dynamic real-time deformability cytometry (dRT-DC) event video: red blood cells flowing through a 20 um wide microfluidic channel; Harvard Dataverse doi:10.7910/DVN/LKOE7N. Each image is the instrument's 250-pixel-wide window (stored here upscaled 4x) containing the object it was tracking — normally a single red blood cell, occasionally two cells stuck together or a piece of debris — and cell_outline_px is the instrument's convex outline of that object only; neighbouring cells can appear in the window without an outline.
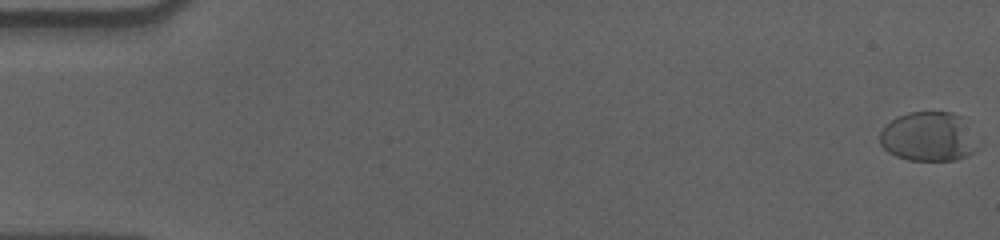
{"species": "human", "species_latin": "Homo sapiens", "temperature_condition": "cold", "stored_images_in_passage": 59, "camera_frame_rate_fps": 3000, "um_per_image_px": 0.085, "donor": {"sex": "male"}, "frame": {"image": 1, "passage_image": 1, "time_ms": 0.0, "image_size_px": [1000, 240], "cell_outline_px": [[972, 152], [968, 156], [956, 160], [908, 160], [896, 156], [888, 152], [880, 144], [880, 132], [896, 116], [908, 112], [952, 112], [960, 116]], "centroid_in_image_um": [78.74, 11.62], "position_along_channel_um": 6.3, "area_um2": 26.76}}
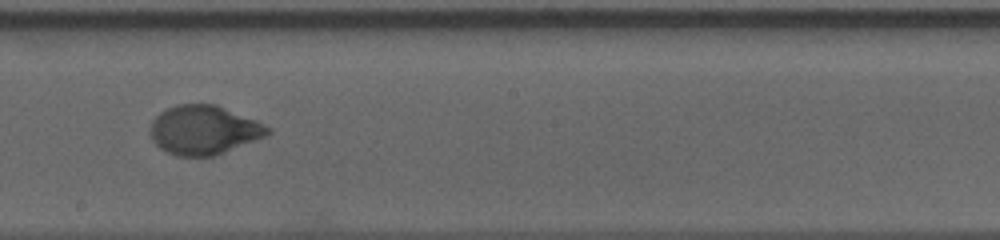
{"frame": {"image": 2, "passage_image": 34, "time_ms": 11.0, "image_size_px": [1000, 240], "cell_outline_px": [[272, 132], [264, 136], [212, 156], [176, 156], [160, 148], [152, 140], [152, 120], [160, 112], [176, 104], [216, 104], [256, 120], [272, 128]], "centroid_in_image_um": [17.32, 11.03], "position_along_channel_um": 230.9, "area_um2": 33.12}}
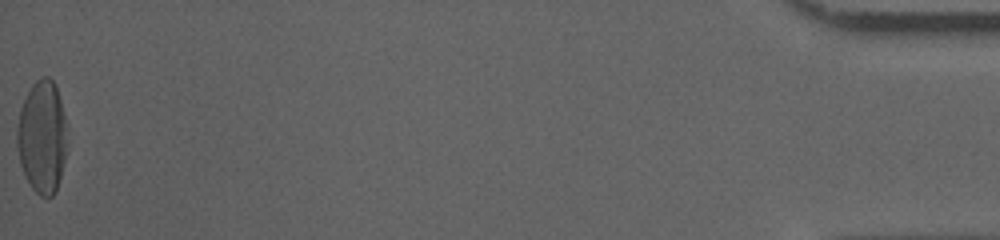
{"frame": {"image": 3, "passage_image": 59, "time_ms": 19.333, "image_size_px": [1000, 240], "cell_outline_px": [[68, 144], [56, 192], [52, 196], [40, 196], [32, 188], [24, 176], [20, 164], [16, 144], [16, 132], [20, 108], [32, 84], [36, 80], [44, 76], [48, 76], [52, 80], [56, 88], [60, 100], [64, 116]], "centroid_in_image_um": [3.57, 11.66], "position_along_channel_um": 431.6, "area_um2": 33.0}, "authors_computed_cell_mechanics": {"area_um2": 32.5992, "velocity_mm_per_s": 3.5687, "shape_relaxation_time_tau1_ms": 4.0283, "shape_relaxation_time_tau2_ms": null, "deformation_change_tau1": 0.2002, "deformation_change_tau2": null}}